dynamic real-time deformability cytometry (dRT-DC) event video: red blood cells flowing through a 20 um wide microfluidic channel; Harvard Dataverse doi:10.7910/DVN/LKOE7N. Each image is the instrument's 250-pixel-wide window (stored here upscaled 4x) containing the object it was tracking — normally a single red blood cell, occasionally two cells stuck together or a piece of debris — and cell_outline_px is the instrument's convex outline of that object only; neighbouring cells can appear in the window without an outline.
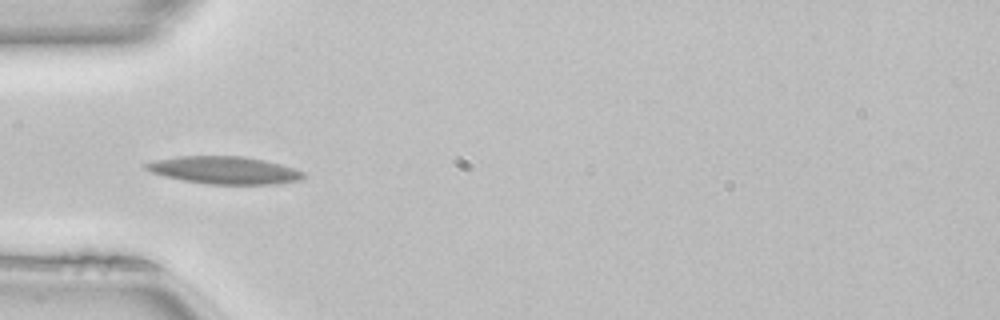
{"species": "common noctule bat (a hibernating species)", "species_latin": "Nyctalus noctula", "temperature_condition": "room temperature", "stored_images_in_passage": 7, "camera_frame_rate_fps": 3000, "um_per_image_px": 0.085, "animal": {"sex": "female", "body_mass_g": 22.7, "forearm_length_mm": 54.2}, "frame": {"image": 1, "passage_image": 1, "time_ms": 0.0, "image_size_px": [1000, 320], "cell_outline_px": [[308, 176], [304, 180], [280, 184], [208, 184], [184, 180], [164, 176], [152, 172], [144, 168], [144, 164], [156, 160], [176, 156], [244, 156], [264, 160], [296, 168], [304, 172]], "centroid_in_image_um": [19.16, 14.47], "position_along_channel_um": 65.8, "area_um2": 25.49}}